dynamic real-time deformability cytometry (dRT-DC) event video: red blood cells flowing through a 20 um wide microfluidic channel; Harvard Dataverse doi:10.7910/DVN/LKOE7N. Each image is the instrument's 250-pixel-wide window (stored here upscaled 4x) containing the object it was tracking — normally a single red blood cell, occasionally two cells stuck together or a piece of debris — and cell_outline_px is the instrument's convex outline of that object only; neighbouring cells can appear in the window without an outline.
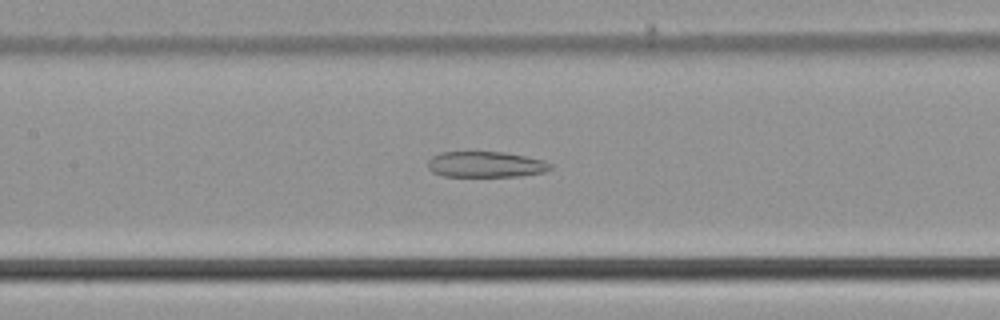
{"species": "common noctule bat (a hibernating species)", "species_latin": "Nyctalus noctula", "temperature_condition": "cold", "stored_images_in_passage": 55, "camera_frame_rate_fps": 3000, "um_per_image_px": 0.085, "animal": {"sex": "male", "body_mass_g": 21.5, "forearm_length_mm": 52.0}, "frame": {"image": 1, "passage_image": 26, "time_ms": 8.333, "image_size_px": [1000, 320], "cell_outline_px": [[552, 168], [544, 172], [520, 176], [444, 176], [432, 172], [428, 168], [428, 160], [432, 156], [440, 152], [504, 152], [544, 160], [552, 164]], "centroid_in_image_um": [41.28, 13.97], "position_along_channel_um": 166.1, "area_um2": 18.44}}
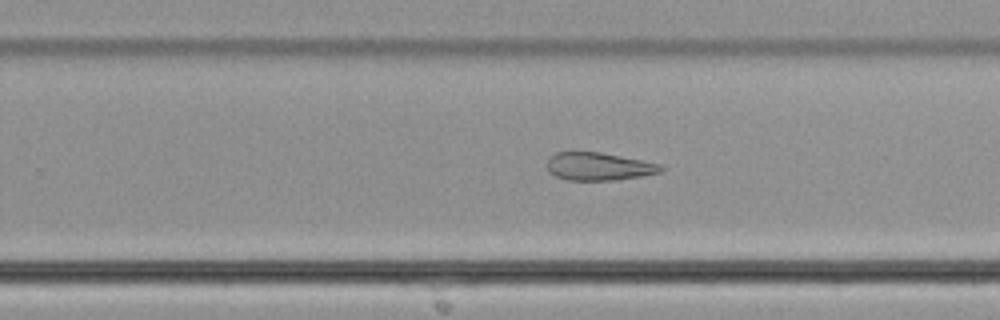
{"frame": {"image": 2, "passage_image": 35, "time_ms": 11.333, "image_size_px": [1000, 320], "cell_outline_px": [[664, 168], [660, 172], [640, 176], [616, 180], [568, 180], [556, 176], [548, 172], [548, 160], [556, 152], [600, 152], [660, 164]], "centroid_in_image_um": [50.88, 14.15], "position_along_channel_um": 278.9, "area_um2": 18.21}}
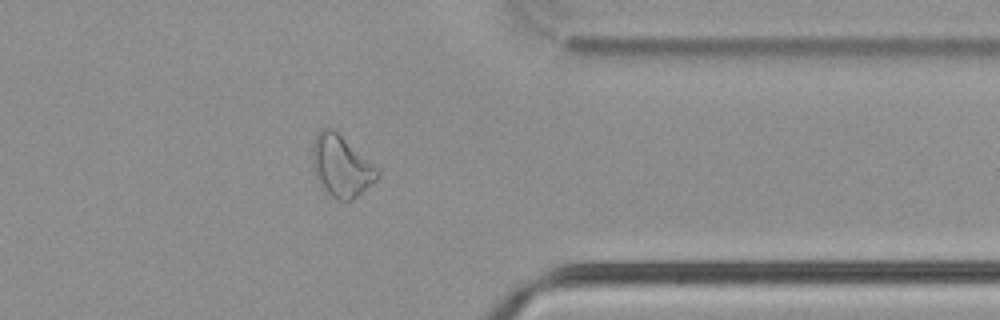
{"frame": {"image": 3, "passage_image": 44, "time_ms": 14.333, "image_size_px": [1000, 320], "cell_outline_px": [[380, 176], [376, 180], [352, 200], [336, 200], [320, 188], [312, 164], [312, 148], [316, 136], [320, 128], [336, 128], [380, 172]], "centroid_in_image_um": [28.97, 14.1], "position_along_channel_um": 382.4, "area_um2": 23.41}}